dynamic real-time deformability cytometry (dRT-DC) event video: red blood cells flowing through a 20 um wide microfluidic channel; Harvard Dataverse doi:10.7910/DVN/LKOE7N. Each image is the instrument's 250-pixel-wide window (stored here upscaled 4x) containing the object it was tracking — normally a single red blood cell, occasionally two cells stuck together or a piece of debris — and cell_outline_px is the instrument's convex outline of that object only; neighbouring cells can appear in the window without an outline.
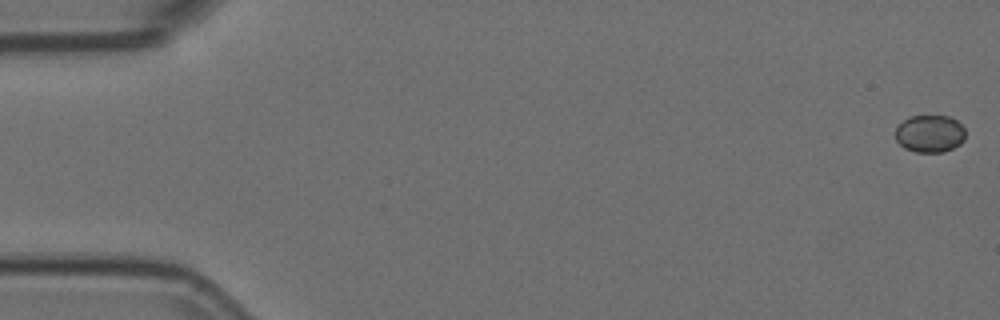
{"species": "Egyptian fruit bat (a non-hibernating species)", "species_latin": "Rousettus aegyptiacus", "temperature_condition": "room temperature", "stored_images_in_passage": 5, "camera_frame_rate_fps": 3000, "um_per_image_px": 0.085, "animal": {"sex": "female"}, "frame": {"image": 1, "passage_image": 1, "time_ms": 0.0, "image_size_px": [1000, 320], "cell_outline_px": [[964, 140], [960, 144], [944, 152], [916, 152], [904, 148], [896, 140], [896, 128], [908, 116], [948, 116], [956, 120], [964, 128]], "centroid_in_image_um": [79.03, 11.36], "position_along_channel_um": 6.0, "area_um2": 15.2}}
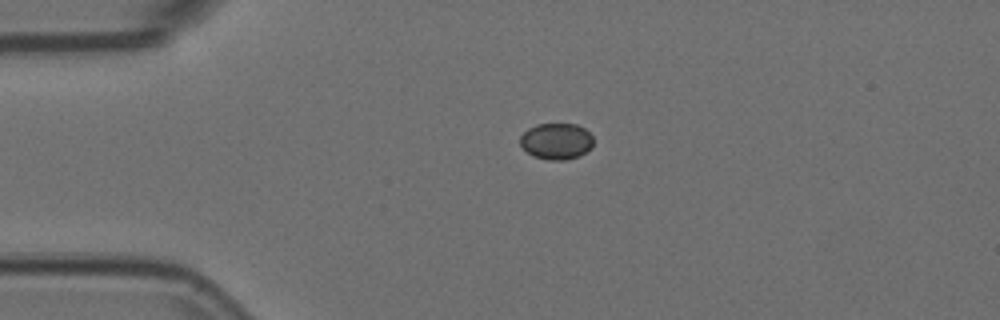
{"frame": {"image": 2, "passage_image": 4, "time_ms": 1.0, "image_size_px": [1000, 320], "cell_outline_px": [[592, 148], [580, 156], [564, 160], [548, 160], [532, 156], [520, 144], [520, 136], [528, 128], [536, 124], [576, 124], [584, 128], [592, 136]], "centroid_in_image_um": [47.29, 12.01], "position_along_channel_um": 37.7, "area_um2": 15.55}}